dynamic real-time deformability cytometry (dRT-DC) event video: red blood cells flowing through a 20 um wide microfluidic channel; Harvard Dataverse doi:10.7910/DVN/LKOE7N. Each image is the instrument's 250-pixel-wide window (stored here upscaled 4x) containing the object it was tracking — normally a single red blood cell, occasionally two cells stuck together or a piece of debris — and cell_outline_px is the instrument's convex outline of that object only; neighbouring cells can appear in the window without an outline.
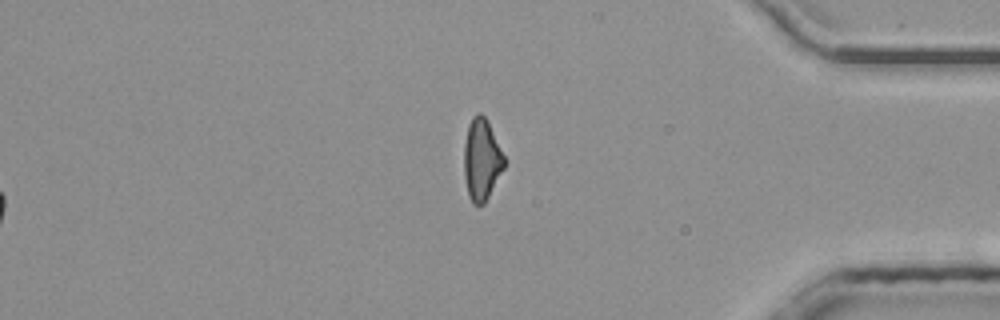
{"species": "common noctule bat (a hibernating species)", "species_latin": "Nyctalus noctula", "temperature_condition": "room temperature", "stored_images_in_passage": 52, "segment_of_instrument_passage": [2, 2], "camera_frame_rate_fps": 3000, "um_per_image_px": 0.085, "animal": {"sex": "male", "body_mass_g": 20.4}, "frame": {"image": 1, "passage_image": 52, "time_ms": 17.0, "image_size_px": [1000, 320], "cell_outline_px": [[508, 160], [504, 168], [484, 204], [472, 204], [468, 196], [464, 176], [464, 144], [468, 124], [472, 116], [476, 112], [480, 112], [484, 116]], "centroid_in_image_um": [40.95, 13.56], "position_along_channel_um": 394.3, "area_um2": 19.36}}